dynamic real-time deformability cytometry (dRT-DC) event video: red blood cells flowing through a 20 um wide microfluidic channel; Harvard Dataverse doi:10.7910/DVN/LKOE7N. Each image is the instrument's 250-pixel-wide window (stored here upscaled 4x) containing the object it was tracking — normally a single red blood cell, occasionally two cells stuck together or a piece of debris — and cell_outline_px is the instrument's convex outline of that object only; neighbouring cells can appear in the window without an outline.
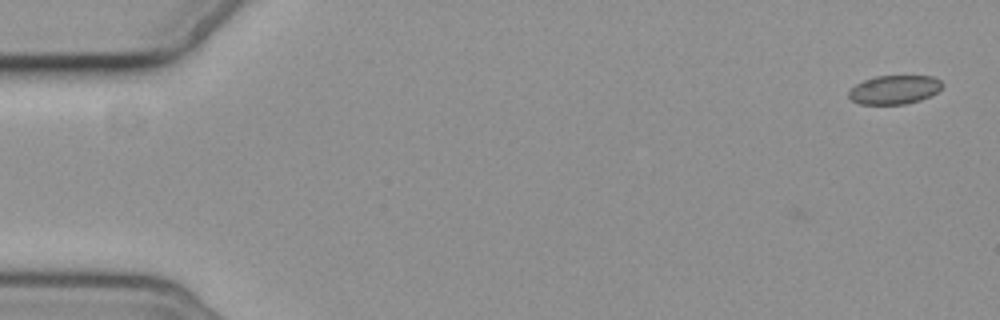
{"species": "common noctule bat (a hibernating species)", "species_latin": "Nyctalus noctula", "temperature_condition": "cold", "stored_images_in_passage": 6, "camera_frame_rate_fps": 3000, "um_per_image_px": 0.085, "animal": {"sex": "female", "body_mass_g": 19.3, "forearm_length_mm": 54.1}, "frame": {"image": 1, "passage_image": 2, "time_ms": 2.0, "image_size_px": [1000, 320], "cell_outline_px": [[944, 84], [936, 92], [920, 100], [904, 104], [860, 104], [852, 100], [848, 96], [848, 92], [856, 84], [864, 80], [876, 76], [932, 76], [940, 80]], "centroid_in_image_um": [76.01, 7.62], "position_along_channel_um": 9.0, "area_um2": 15.55}}
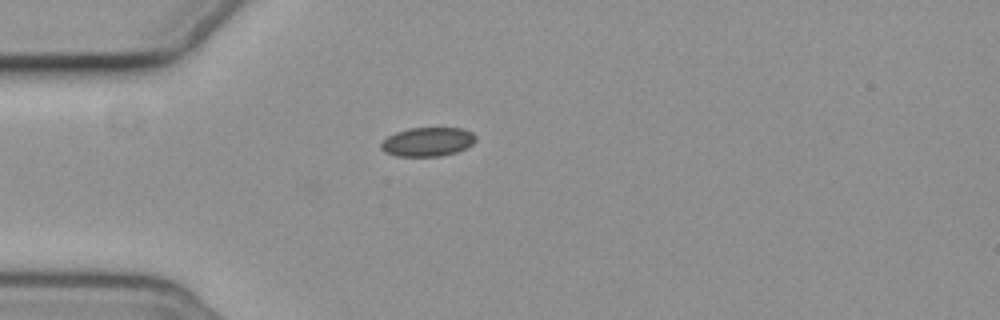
{"frame": {"image": 2, "passage_image": 6, "time_ms": 6.667, "image_size_px": [1000, 320], "cell_outline_px": [[476, 140], [472, 144], [456, 152], [440, 156], [396, 156], [380, 148], [380, 144], [388, 136], [396, 132], [408, 128], [464, 128], [472, 132], [476, 136]], "centroid_in_image_um": [36.36, 12.04], "position_along_channel_um": 48.6, "area_um2": 15.9}}